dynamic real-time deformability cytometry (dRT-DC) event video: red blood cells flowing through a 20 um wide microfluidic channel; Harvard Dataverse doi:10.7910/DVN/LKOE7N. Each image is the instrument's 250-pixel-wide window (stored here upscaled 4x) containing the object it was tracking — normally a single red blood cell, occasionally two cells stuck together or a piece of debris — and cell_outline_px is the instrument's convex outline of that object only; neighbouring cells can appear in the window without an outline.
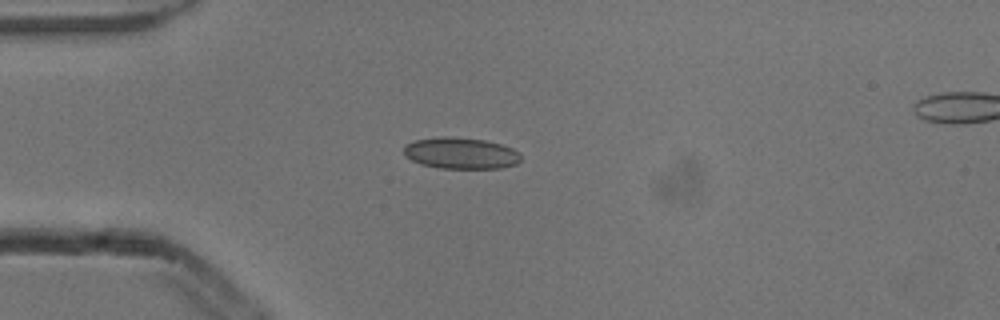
{"species": "common noctule bat (a hibernating species)", "species_latin": "Nyctalus noctula", "temperature_condition": "cold", "stored_images_in_passage": 4, "camera_frame_rate_fps": 3000, "um_per_image_px": 0.085, "animal": {"sex": "male", "body_mass_g": 13.3}, "frame": {"image": 1, "passage_image": 3, "time_ms": 0.667, "image_size_px": [1000, 320], "cell_outline_px": [[520, 160], [516, 164], [500, 168], [440, 168], [420, 164], [412, 160], [404, 152], [404, 144], [416, 140], [440, 136], [448, 136], [484, 140], [500, 144], [512, 148], [520, 152]], "centroid_in_image_um": [39.17, 13.02], "position_along_channel_um": 45.8, "area_um2": 21.33}}